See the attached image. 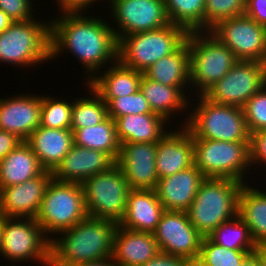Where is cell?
<instances>
[{"label": "cell", "instance_id": "1", "mask_svg": "<svg viewBox=\"0 0 266 266\" xmlns=\"http://www.w3.org/2000/svg\"><path fill=\"white\" fill-rule=\"evenodd\" d=\"M61 15L49 20L50 60L64 51L74 54L85 68L88 74L85 80L89 83L101 68L107 67L104 65L117 61L118 41L114 30L100 16H86L85 12H63Z\"/></svg>", "mask_w": 266, "mask_h": 266}, {"label": "cell", "instance_id": "2", "mask_svg": "<svg viewBox=\"0 0 266 266\" xmlns=\"http://www.w3.org/2000/svg\"><path fill=\"white\" fill-rule=\"evenodd\" d=\"M118 223L87 216L50 240V266H74L111 258Z\"/></svg>", "mask_w": 266, "mask_h": 266}, {"label": "cell", "instance_id": "3", "mask_svg": "<svg viewBox=\"0 0 266 266\" xmlns=\"http://www.w3.org/2000/svg\"><path fill=\"white\" fill-rule=\"evenodd\" d=\"M244 183L230 178L206 177L186 211L195 229L207 237L220 224L238 215V199Z\"/></svg>", "mask_w": 266, "mask_h": 266}, {"label": "cell", "instance_id": "4", "mask_svg": "<svg viewBox=\"0 0 266 266\" xmlns=\"http://www.w3.org/2000/svg\"><path fill=\"white\" fill-rule=\"evenodd\" d=\"M198 97L197 105L191 112H185L182 126L199 139H209L228 142H250V132L247 127L243 108L217 104L204 95Z\"/></svg>", "mask_w": 266, "mask_h": 266}, {"label": "cell", "instance_id": "5", "mask_svg": "<svg viewBox=\"0 0 266 266\" xmlns=\"http://www.w3.org/2000/svg\"><path fill=\"white\" fill-rule=\"evenodd\" d=\"M190 87L203 95L239 61L235 54L210 31L188 32Z\"/></svg>", "mask_w": 266, "mask_h": 266}, {"label": "cell", "instance_id": "6", "mask_svg": "<svg viewBox=\"0 0 266 266\" xmlns=\"http://www.w3.org/2000/svg\"><path fill=\"white\" fill-rule=\"evenodd\" d=\"M188 32L178 25L136 34L118 40L117 60L126 67L144 72L159 59L175 52L187 39Z\"/></svg>", "mask_w": 266, "mask_h": 266}, {"label": "cell", "instance_id": "7", "mask_svg": "<svg viewBox=\"0 0 266 266\" xmlns=\"http://www.w3.org/2000/svg\"><path fill=\"white\" fill-rule=\"evenodd\" d=\"M49 60L50 21L33 18L12 22L0 34V62L27 68Z\"/></svg>", "mask_w": 266, "mask_h": 266}, {"label": "cell", "instance_id": "8", "mask_svg": "<svg viewBox=\"0 0 266 266\" xmlns=\"http://www.w3.org/2000/svg\"><path fill=\"white\" fill-rule=\"evenodd\" d=\"M87 216L82 184L52 178L35 219L44 235L51 240V236L72 228Z\"/></svg>", "mask_w": 266, "mask_h": 266}, {"label": "cell", "instance_id": "9", "mask_svg": "<svg viewBox=\"0 0 266 266\" xmlns=\"http://www.w3.org/2000/svg\"><path fill=\"white\" fill-rule=\"evenodd\" d=\"M194 165L209 178H230L242 183L251 168L250 142L199 139L192 134Z\"/></svg>", "mask_w": 266, "mask_h": 266}, {"label": "cell", "instance_id": "10", "mask_svg": "<svg viewBox=\"0 0 266 266\" xmlns=\"http://www.w3.org/2000/svg\"><path fill=\"white\" fill-rule=\"evenodd\" d=\"M82 186L88 216L119 224L125 215L127 196L131 191L121 168L115 164L108 171L89 177Z\"/></svg>", "mask_w": 266, "mask_h": 266}, {"label": "cell", "instance_id": "11", "mask_svg": "<svg viewBox=\"0 0 266 266\" xmlns=\"http://www.w3.org/2000/svg\"><path fill=\"white\" fill-rule=\"evenodd\" d=\"M0 255L11 263L29 259L50 266V240L34 218L3 217Z\"/></svg>", "mask_w": 266, "mask_h": 266}, {"label": "cell", "instance_id": "12", "mask_svg": "<svg viewBox=\"0 0 266 266\" xmlns=\"http://www.w3.org/2000/svg\"><path fill=\"white\" fill-rule=\"evenodd\" d=\"M266 85V63L239 60L203 95L217 104L243 108L247 100Z\"/></svg>", "mask_w": 266, "mask_h": 266}, {"label": "cell", "instance_id": "13", "mask_svg": "<svg viewBox=\"0 0 266 266\" xmlns=\"http://www.w3.org/2000/svg\"><path fill=\"white\" fill-rule=\"evenodd\" d=\"M210 32L239 60L266 63V28L247 15L222 20Z\"/></svg>", "mask_w": 266, "mask_h": 266}, {"label": "cell", "instance_id": "14", "mask_svg": "<svg viewBox=\"0 0 266 266\" xmlns=\"http://www.w3.org/2000/svg\"><path fill=\"white\" fill-rule=\"evenodd\" d=\"M117 41L126 35L162 28L170 24L164 0H108ZM120 29V30H119Z\"/></svg>", "mask_w": 266, "mask_h": 266}, {"label": "cell", "instance_id": "15", "mask_svg": "<svg viewBox=\"0 0 266 266\" xmlns=\"http://www.w3.org/2000/svg\"><path fill=\"white\" fill-rule=\"evenodd\" d=\"M153 233L161 252L197 261L204 237L191 224L187 212L165 210Z\"/></svg>", "mask_w": 266, "mask_h": 266}, {"label": "cell", "instance_id": "16", "mask_svg": "<svg viewBox=\"0 0 266 266\" xmlns=\"http://www.w3.org/2000/svg\"><path fill=\"white\" fill-rule=\"evenodd\" d=\"M52 178V172L44 170L21 184L0 189V216L35 219Z\"/></svg>", "mask_w": 266, "mask_h": 266}, {"label": "cell", "instance_id": "17", "mask_svg": "<svg viewBox=\"0 0 266 266\" xmlns=\"http://www.w3.org/2000/svg\"><path fill=\"white\" fill-rule=\"evenodd\" d=\"M157 143H122L116 164L124 172L131 189L154 190Z\"/></svg>", "mask_w": 266, "mask_h": 266}, {"label": "cell", "instance_id": "18", "mask_svg": "<svg viewBox=\"0 0 266 266\" xmlns=\"http://www.w3.org/2000/svg\"><path fill=\"white\" fill-rule=\"evenodd\" d=\"M18 95L0 98V130L26 141L40 126L41 95Z\"/></svg>", "mask_w": 266, "mask_h": 266}, {"label": "cell", "instance_id": "19", "mask_svg": "<svg viewBox=\"0 0 266 266\" xmlns=\"http://www.w3.org/2000/svg\"><path fill=\"white\" fill-rule=\"evenodd\" d=\"M183 129L168 130L157 143L156 171L162 179L185 170L194 164V144L192 133L186 126Z\"/></svg>", "mask_w": 266, "mask_h": 266}, {"label": "cell", "instance_id": "20", "mask_svg": "<svg viewBox=\"0 0 266 266\" xmlns=\"http://www.w3.org/2000/svg\"><path fill=\"white\" fill-rule=\"evenodd\" d=\"M116 161L108 154L73 145L61 163L52 172L55 180L82 184L98 173L108 171Z\"/></svg>", "mask_w": 266, "mask_h": 266}, {"label": "cell", "instance_id": "21", "mask_svg": "<svg viewBox=\"0 0 266 266\" xmlns=\"http://www.w3.org/2000/svg\"><path fill=\"white\" fill-rule=\"evenodd\" d=\"M206 177L193 164L174 175L158 180L155 193L167 211H187Z\"/></svg>", "mask_w": 266, "mask_h": 266}, {"label": "cell", "instance_id": "22", "mask_svg": "<svg viewBox=\"0 0 266 266\" xmlns=\"http://www.w3.org/2000/svg\"><path fill=\"white\" fill-rule=\"evenodd\" d=\"M160 252L154 233L134 231L118 224L112 254L118 266H142Z\"/></svg>", "mask_w": 266, "mask_h": 266}, {"label": "cell", "instance_id": "23", "mask_svg": "<svg viewBox=\"0 0 266 266\" xmlns=\"http://www.w3.org/2000/svg\"><path fill=\"white\" fill-rule=\"evenodd\" d=\"M44 170L53 172L74 145V133L67 129L39 126L25 141Z\"/></svg>", "mask_w": 266, "mask_h": 266}, {"label": "cell", "instance_id": "24", "mask_svg": "<svg viewBox=\"0 0 266 266\" xmlns=\"http://www.w3.org/2000/svg\"><path fill=\"white\" fill-rule=\"evenodd\" d=\"M164 211L155 190L131 189L127 196L126 212L119 225L134 231L153 233Z\"/></svg>", "mask_w": 266, "mask_h": 266}, {"label": "cell", "instance_id": "25", "mask_svg": "<svg viewBox=\"0 0 266 266\" xmlns=\"http://www.w3.org/2000/svg\"><path fill=\"white\" fill-rule=\"evenodd\" d=\"M139 89L149 103L152 112L163 117L168 121L167 123H169L170 119H172L175 114L177 115L182 111H186V109L193 108L190 106L192 105V101L188 98L189 93L185 88L166 86L148 79L143 74Z\"/></svg>", "mask_w": 266, "mask_h": 266}, {"label": "cell", "instance_id": "26", "mask_svg": "<svg viewBox=\"0 0 266 266\" xmlns=\"http://www.w3.org/2000/svg\"><path fill=\"white\" fill-rule=\"evenodd\" d=\"M115 124L120 144L158 143L168 132L166 120L155 113L122 116L115 120Z\"/></svg>", "mask_w": 266, "mask_h": 266}, {"label": "cell", "instance_id": "27", "mask_svg": "<svg viewBox=\"0 0 266 266\" xmlns=\"http://www.w3.org/2000/svg\"><path fill=\"white\" fill-rule=\"evenodd\" d=\"M99 72L88 84L108 103L111 99L127 96L139 90L143 72L126 67L118 60L101 73ZM99 75V76H98Z\"/></svg>", "mask_w": 266, "mask_h": 266}, {"label": "cell", "instance_id": "28", "mask_svg": "<svg viewBox=\"0 0 266 266\" xmlns=\"http://www.w3.org/2000/svg\"><path fill=\"white\" fill-rule=\"evenodd\" d=\"M189 67L190 48L186 40L175 52L159 59L143 74L148 79L166 86L191 89Z\"/></svg>", "mask_w": 266, "mask_h": 266}, {"label": "cell", "instance_id": "29", "mask_svg": "<svg viewBox=\"0 0 266 266\" xmlns=\"http://www.w3.org/2000/svg\"><path fill=\"white\" fill-rule=\"evenodd\" d=\"M44 171L31 147L23 141L0 160V189L30 180Z\"/></svg>", "mask_w": 266, "mask_h": 266}, {"label": "cell", "instance_id": "30", "mask_svg": "<svg viewBox=\"0 0 266 266\" xmlns=\"http://www.w3.org/2000/svg\"><path fill=\"white\" fill-rule=\"evenodd\" d=\"M238 216L259 245L266 243V192L245 183L238 199Z\"/></svg>", "mask_w": 266, "mask_h": 266}, {"label": "cell", "instance_id": "31", "mask_svg": "<svg viewBox=\"0 0 266 266\" xmlns=\"http://www.w3.org/2000/svg\"><path fill=\"white\" fill-rule=\"evenodd\" d=\"M70 130L74 133L75 145L104 152L117 161L121 144L117 137L115 121L109 116L93 127Z\"/></svg>", "mask_w": 266, "mask_h": 266}, {"label": "cell", "instance_id": "32", "mask_svg": "<svg viewBox=\"0 0 266 266\" xmlns=\"http://www.w3.org/2000/svg\"><path fill=\"white\" fill-rule=\"evenodd\" d=\"M168 20L187 32L205 31V0H164Z\"/></svg>", "mask_w": 266, "mask_h": 266}, {"label": "cell", "instance_id": "33", "mask_svg": "<svg viewBox=\"0 0 266 266\" xmlns=\"http://www.w3.org/2000/svg\"><path fill=\"white\" fill-rule=\"evenodd\" d=\"M84 84L91 94L73 99L71 129L93 127L108 117L107 103L88 83Z\"/></svg>", "mask_w": 266, "mask_h": 266}, {"label": "cell", "instance_id": "34", "mask_svg": "<svg viewBox=\"0 0 266 266\" xmlns=\"http://www.w3.org/2000/svg\"><path fill=\"white\" fill-rule=\"evenodd\" d=\"M207 237L215 244L232 250H255L257 245L249 227L238 215L220 224Z\"/></svg>", "mask_w": 266, "mask_h": 266}, {"label": "cell", "instance_id": "35", "mask_svg": "<svg viewBox=\"0 0 266 266\" xmlns=\"http://www.w3.org/2000/svg\"><path fill=\"white\" fill-rule=\"evenodd\" d=\"M254 251L228 249L204 237L194 266H240L242 261Z\"/></svg>", "mask_w": 266, "mask_h": 266}, {"label": "cell", "instance_id": "36", "mask_svg": "<svg viewBox=\"0 0 266 266\" xmlns=\"http://www.w3.org/2000/svg\"><path fill=\"white\" fill-rule=\"evenodd\" d=\"M73 100L71 102L41 95L40 126L51 129H71V115Z\"/></svg>", "mask_w": 266, "mask_h": 266}, {"label": "cell", "instance_id": "37", "mask_svg": "<svg viewBox=\"0 0 266 266\" xmlns=\"http://www.w3.org/2000/svg\"><path fill=\"white\" fill-rule=\"evenodd\" d=\"M246 0H205V31L222 20L245 14Z\"/></svg>", "mask_w": 266, "mask_h": 266}, {"label": "cell", "instance_id": "38", "mask_svg": "<svg viewBox=\"0 0 266 266\" xmlns=\"http://www.w3.org/2000/svg\"><path fill=\"white\" fill-rule=\"evenodd\" d=\"M107 111L108 116L114 121L119 117L130 114L153 113L140 89L131 95L111 99L107 103Z\"/></svg>", "mask_w": 266, "mask_h": 266}, {"label": "cell", "instance_id": "39", "mask_svg": "<svg viewBox=\"0 0 266 266\" xmlns=\"http://www.w3.org/2000/svg\"><path fill=\"white\" fill-rule=\"evenodd\" d=\"M243 111L250 134L266 129V85L247 100Z\"/></svg>", "mask_w": 266, "mask_h": 266}, {"label": "cell", "instance_id": "40", "mask_svg": "<svg viewBox=\"0 0 266 266\" xmlns=\"http://www.w3.org/2000/svg\"><path fill=\"white\" fill-rule=\"evenodd\" d=\"M32 1L33 0H0V9H2L13 22L26 21L35 18V10H33L34 6Z\"/></svg>", "mask_w": 266, "mask_h": 266}, {"label": "cell", "instance_id": "41", "mask_svg": "<svg viewBox=\"0 0 266 266\" xmlns=\"http://www.w3.org/2000/svg\"><path fill=\"white\" fill-rule=\"evenodd\" d=\"M250 164H261L266 166V129L254 132L250 136Z\"/></svg>", "mask_w": 266, "mask_h": 266}, {"label": "cell", "instance_id": "42", "mask_svg": "<svg viewBox=\"0 0 266 266\" xmlns=\"http://www.w3.org/2000/svg\"><path fill=\"white\" fill-rule=\"evenodd\" d=\"M245 15L266 28V0H246Z\"/></svg>", "mask_w": 266, "mask_h": 266}, {"label": "cell", "instance_id": "43", "mask_svg": "<svg viewBox=\"0 0 266 266\" xmlns=\"http://www.w3.org/2000/svg\"><path fill=\"white\" fill-rule=\"evenodd\" d=\"M142 266H194V263L186 258L168 255L160 252L157 256L149 260Z\"/></svg>", "mask_w": 266, "mask_h": 266}, {"label": "cell", "instance_id": "44", "mask_svg": "<svg viewBox=\"0 0 266 266\" xmlns=\"http://www.w3.org/2000/svg\"><path fill=\"white\" fill-rule=\"evenodd\" d=\"M59 5L60 13L63 12H86L97 1L102 0H55ZM92 4V5H91ZM91 5V6H90ZM90 6V7H89Z\"/></svg>", "mask_w": 266, "mask_h": 266}, {"label": "cell", "instance_id": "45", "mask_svg": "<svg viewBox=\"0 0 266 266\" xmlns=\"http://www.w3.org/2000/svg\"><path fill=\"white\" fill-rule=\"evenodd\" d=\"M23 141L15 134L8 131L0 130V160L5 158L12 150H14Z\"/></svg>", "mask_w": 266, "mask_h": 266}, {"label": "cell", "instance_id": "46", "mask_svg": "<svg viewBox=\"0 0 266 266\" xmlns=\"http://www.w3.org/2000/svg\"><path fill=\"white\" fill-rule=\"evenodd\" d=\"M74 266H118L113 258L100 259L97 261H89L85 263H79Z\"/></svg>", "mask_w": 266, "mask_h": 266}, {"label": "cell", "instance_id": "47", "mask_svg": "<svg viewBox=\"0 0 266 266\" xmlns=\"http://www.w3.org/2000/svg\"><path fill=\"white\" fill-rule=\"evenodd\" d=\"M240 266H261V262L255 252L250 253L241 263Z\"/></svg>", "mask_w": 266, "mask_h": 266}, {"label": "cell", "instance_id": "48", "mask_svg": "<svg viewBox=\"0 0 266 266\" xmlns=\"http://www.w3.org/2000/svg\"><path fill=\"white\" fill-rule=\"evenodd\" d=\"M254 252L258 256V259L261 262V266H266V243L256 245V249Z\"/></svg>", "mask_w": 266, "mask_h": 266}, {"label": "cell", "instance_id": "49", "mask_svg": "<svg viewBox=\"0 0 266 266\" xmlns=\"http://www.w3.org/2000/svg\"><path fill=\"white\" fill-rule=\"evenodd\" d=\"M12 20L9 18V16L0 9V34L9 28V26L12 24Z\"/></svg>", "mask_w": 266, "mask_h": 266}, {"label": "cell", "instance_id": "50", "mask_svg": "<svg viewBox=\"0 0 266 266\" xmlns=\"http://www.w3.org/2000/svg\"><path fill=\"white\" fill-rule=\"evenodd\" d=\"M2 224H3V217L0 216V249L2 245Z\"/></svg>", "mask_w": 266, "mask_h": 266}]
</instances>
